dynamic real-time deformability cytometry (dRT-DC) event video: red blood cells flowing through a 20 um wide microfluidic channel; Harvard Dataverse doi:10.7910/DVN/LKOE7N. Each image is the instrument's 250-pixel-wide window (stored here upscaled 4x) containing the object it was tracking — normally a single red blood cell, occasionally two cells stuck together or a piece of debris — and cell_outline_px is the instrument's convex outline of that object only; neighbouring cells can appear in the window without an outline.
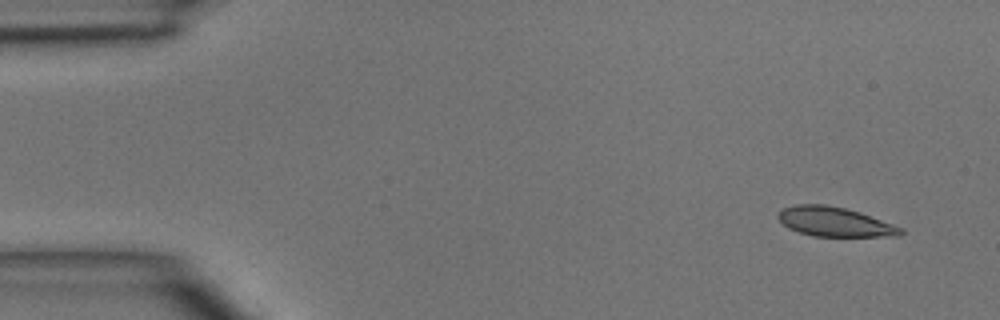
{"species": "common noctule bat (a hibernating species)", "species_latin": "Nyctalus noctula", "temperature_condition": "room temperature", "stored_images_in_passage": 3, "camera_frame_rate_fps": 3000, "um_per_image_px": 0.085, "animal": {"sex": "male", "body_mass_g": 15.6}, "frame": {"image": 1, "passage_image": 1, "time_ms": 0.0, "image_size_px": [1000, 320], "cell_outline_px": [[904, 232], [900, 236], [812, 236], [788, 228], [776, 216], [784, 208], [796, 204], [824, 204], [844, 208], [860, 212], [904, 228]], "centroid_in_image_um": [70.97, 18.85], "position_along_channel_um": 14.0, "area_um2": 20.92}}
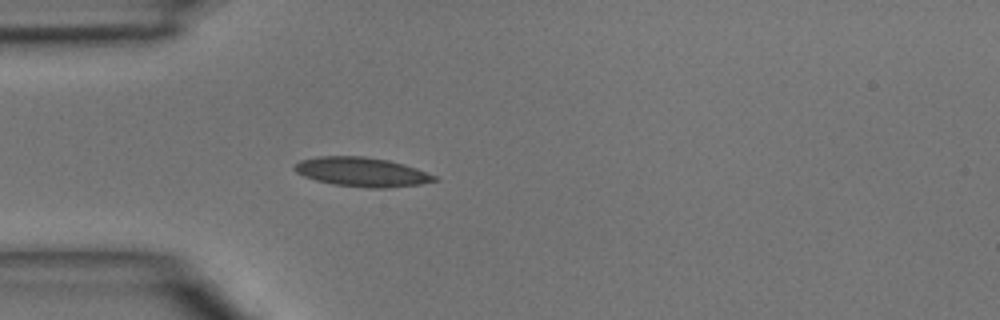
{"frame": {"image": 2, "passage_image": 3, "time_ms": 3.333, "image_size_px": [1000, 320], "cell_outline_px": [[440, 180], [420, 184], [388, 188], [368, 188], [332, 184], [316, 180], [304, 176], [296, 172], [292, 168], [300, 160], [316, 156], [364, 156], [388, 160], [404, 164], [416, 168], [436, 176]], "centroid_in_image_um": [30.76, 14.62], "position_along_channel_um": 54.2, "area_um2": 23.93}}